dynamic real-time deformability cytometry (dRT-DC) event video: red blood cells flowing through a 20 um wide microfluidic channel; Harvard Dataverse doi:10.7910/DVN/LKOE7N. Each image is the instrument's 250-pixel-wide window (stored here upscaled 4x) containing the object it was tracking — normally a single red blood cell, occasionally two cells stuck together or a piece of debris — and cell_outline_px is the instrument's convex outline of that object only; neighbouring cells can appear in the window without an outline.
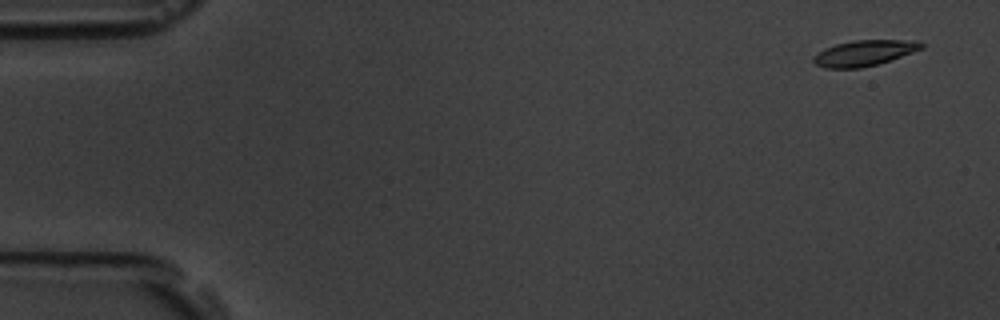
{"species": "common noctule bat (a hibernating species)", "species_latin": "Nyctalus noctula", "temperature_condition": "room temperature", "stored_images_in_passage": 4, "camera_frame_rate_fps": 3000, "um_per_image_px": 0.085, "animal": {"sex": "male", "body_mass_g": 19.5, "forearm_length_mm": 54.6}, "frame": {"image": 1, "passage_image": 1, "time_ms": 0.0, "image_size_px": [1000, 320], "cell_outline_px": [[924, 48], [876, 64], [860, 68], [824, 68], [816, 64], [812, 60], [812, 56], [816, 52], [824, 48], [836, 44], [852, 40], [920, 40], [924, 44]], "centroid_in_image_um": [73.42, 4.49], "position_along_channel_um": 11.6, "area_um2": 16.18}}